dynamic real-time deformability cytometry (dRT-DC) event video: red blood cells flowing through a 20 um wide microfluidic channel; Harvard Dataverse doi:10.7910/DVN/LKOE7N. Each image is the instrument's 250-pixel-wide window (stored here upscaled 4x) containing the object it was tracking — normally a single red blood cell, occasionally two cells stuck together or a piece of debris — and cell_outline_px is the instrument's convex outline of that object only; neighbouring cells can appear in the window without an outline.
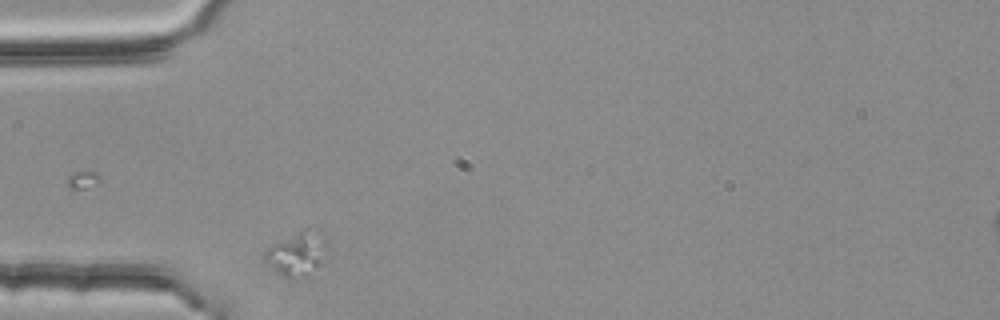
{"species": "common noctule bat (a hibernating species)", "species_latin": "Nyctalus noctula", "temperature_condition": "room temperature", "stored_images_in_passage": 31, "camera_frame_rate_fps": 3000, "um_per_image_px": 0.085, "animal": {"sex": "female", "body_mass_g": 25.1}, "frame": {"image": 1, "passage_image": 1, "time_ms": 0.0, "image_size_px": [1000, 320], "cell_outline_px": [[332, 256], [312, 280], [304, 280], [284, 276], [264, 264], [264, 252], [268, 248], [280, 240], [304, 228], [316, 224], [320, 224], [332, 248]], "centroid_in_image_um": [25.51, 21.57], "position_along_channel_um": 59.5, "area_um2": 18.61}}